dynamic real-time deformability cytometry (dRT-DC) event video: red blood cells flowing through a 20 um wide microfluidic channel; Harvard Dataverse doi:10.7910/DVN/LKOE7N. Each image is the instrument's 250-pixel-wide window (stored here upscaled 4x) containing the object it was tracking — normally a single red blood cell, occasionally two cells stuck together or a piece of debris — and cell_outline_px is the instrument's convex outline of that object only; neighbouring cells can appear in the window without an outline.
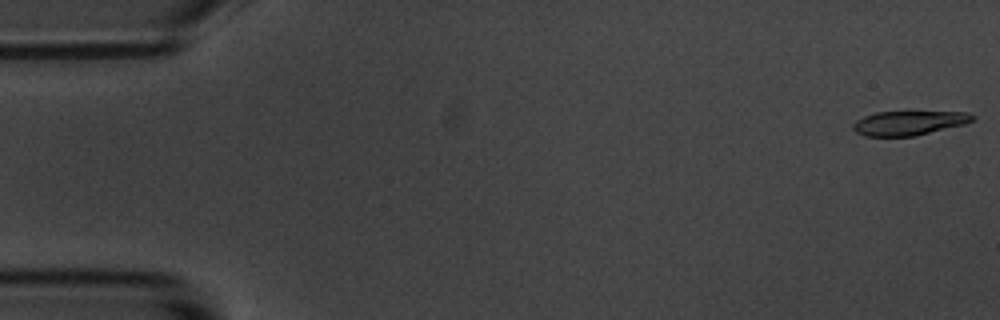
{"species": "common noctule bat (a hibernating species)", "species_latin": "Nyctalus noctula", "temperature_condition": "room temperature", "stored_images_in_passage": 5, "camera_frame_rate_fps": 3000, "um_per_image_px": 0.085, "animal": {"sex": "male", "body_mass_g": 20.1, "forearm_length_mm": 53.5}, "frame": {"image": 1, "passage_image": 1, "time_ms": 0.0, "image_size_px": [1000, 320], "cell_outline_px": [[976, 116], [972, 120], [964, 124], [916, 136], [864, 136], [856, 132], [852, 128], [852, 124], [856, 120], [864, 116], [876, 112], [968, 112]], "centroid_in_image_um": [77.23, 10.46], "position_along_channel_um": 7.8, "area_um2": 16.88}}